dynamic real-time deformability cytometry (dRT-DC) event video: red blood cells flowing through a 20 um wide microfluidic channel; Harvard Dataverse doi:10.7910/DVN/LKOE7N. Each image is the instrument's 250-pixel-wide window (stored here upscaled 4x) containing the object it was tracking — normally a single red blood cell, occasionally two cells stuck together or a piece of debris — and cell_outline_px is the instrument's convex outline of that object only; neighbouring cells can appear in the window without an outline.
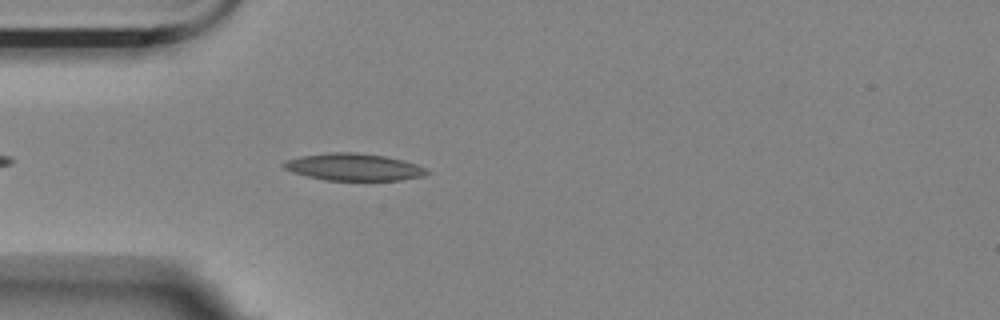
{"species": "Egyptian fruit bat (a non-hibernating species)", "species_latin": "Rousettus aegyptiacus", "temperature_condition": "room temperature", "stored_images_in_passage": 32, "camera_frame_rate_fps": 3000, "um_per_image_px": 0.085, "animal": {"sex": "female"}, "frame": {"image": 1, "passage_image": 5, "time_ms": 1.333, "image_size_px": [1000, 320], "cell_outline_px": [[428, 172], [424, 176], [400, 180], [324, 180], [292, 172], [284, 168], [280, 164], [284, 160], [300, 156], [328, 152], [356, 152], [384, 156], [404, 160], [416, 164], [424, 168]], "centroid_in_image_um": [30.01, 14.19], "position_along_channel_um": 55.0, "area_um2": 22.66}}
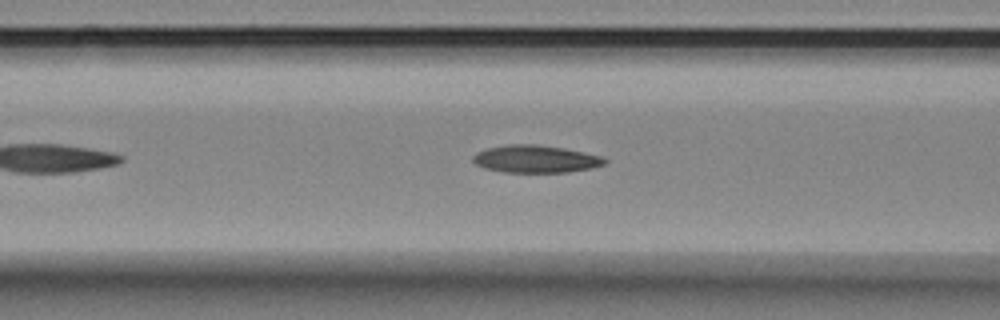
{"frame": {"image": 2, "passage_image": 11, "time_ms": 3.333, "image_size_px": [1000, 320], "cell_outline_px": [[608, 160], [604, 164], [592, 168], [568, 172], [504, 172], [484, 168], [476, 164], [472, 160], [472, 156], [476, 152], [488, 148], [508, 144], [536, 144], [564, 148], [604, 156]], "centroid_in_image_um": [45.54, 13.51], "position_along_channel_um": 121.1, "area_um2": 21.21}}
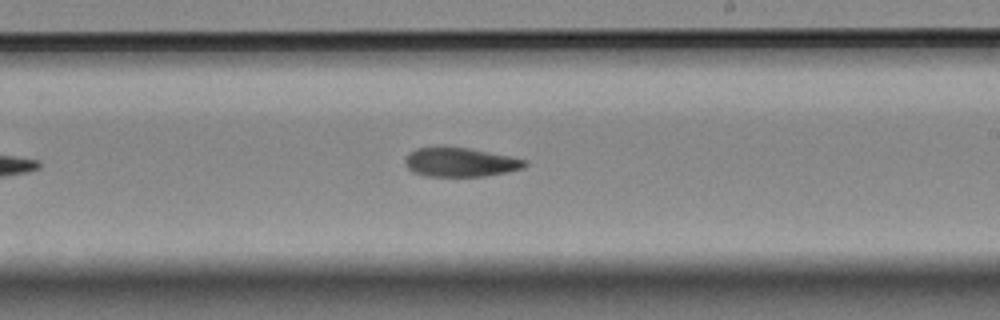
{"frame": {"image": 3, "passage_image": 22, "time_ms": 7.0, "image_size_px": [1000, 320], "cell_outline_px": [[528, 164], [524, 168], [508, 172], [484, 176], [428, 176], [412, 172], [408, 168], [404, 160], [408, 152], [416, 148], [440, 144], [468, 148], [512, 156], [528, 160]], "centroid_in_image_um": [39.11, 13.75], "position_along_channel_um": 249.9, "area_um2": 20.98}, "authors_computed_cell_mechanics": {"area_um2": 20.9525, "velocity_mm_per_s": 3.5089, "shape_relaxation_time_tau1_ms": null, "shape_relaxation_time_tau2_ms": 1.3072, "deformation_change_tau1": null, "deformation_change_tau2": 0.052}}